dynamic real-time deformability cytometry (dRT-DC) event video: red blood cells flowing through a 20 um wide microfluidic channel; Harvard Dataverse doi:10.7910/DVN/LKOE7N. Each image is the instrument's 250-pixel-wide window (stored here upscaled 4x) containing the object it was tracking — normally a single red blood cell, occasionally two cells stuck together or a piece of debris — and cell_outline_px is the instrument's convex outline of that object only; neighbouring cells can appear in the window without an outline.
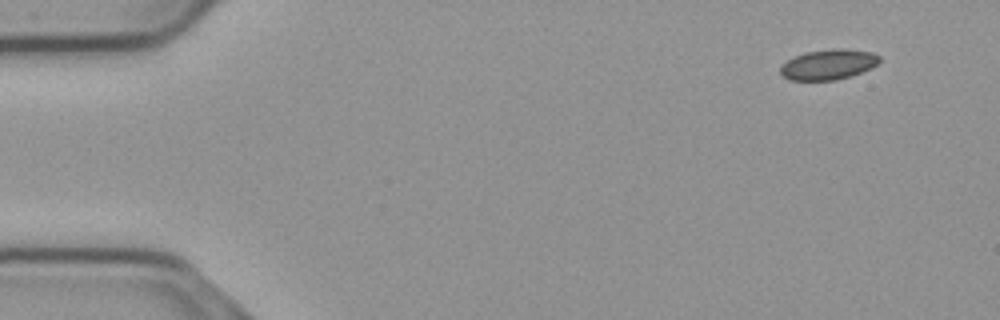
{"species": "common noctule bat (a hibernating species)", "species_latin": "Nyctalus noctula", "temperature_condition": "cold", "stored_images_in_passage": 13, "camera_frame_rate_fps": 3000, "um_per_image_px": 0.085, "animal": {"sex": "male", "body_mass_g": 23.1, "forearm_length_mm": 52.7}, "frame": {"image": 1, "passage_image": 1, "time_ms": 0.0, "image_size_px": [1000, 320], "cell_outline_px": [[880, 60], [872, 68], [836, 80], [788, 80], [780, 72], [780, 64], [804, 52], [832, 48], [840, 48], [872, 52], [880, 56]], "centroid_in_image_um": [70.39, 5.47], "position_along_channel_um": 14.6, "area_um2": 17.46}}
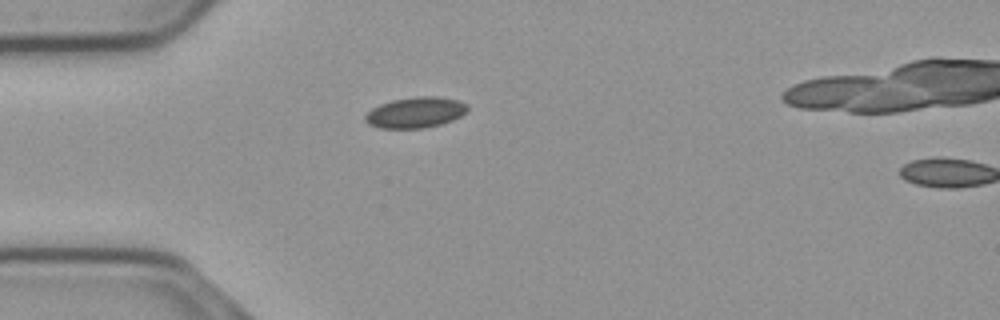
{"frame": {"image": 2, "passage_image": 12, "time_ms": 3.667, "image_size_px": [1000, 320], "cell_outline_px": [[468, 108], [460, 116], [452, 120], [440, 124], [424, 128], [380, 128], [368, 124], [364, 120], [364, 116], [372, 108], [380, 104], [392, 100], [416, 96], [440, 96], [456, 100], [468, 104]], "centroid_in_image_um": [35.29, 9.55], "position_along_channel_um": 49.7, "area_um2": 18.32}}